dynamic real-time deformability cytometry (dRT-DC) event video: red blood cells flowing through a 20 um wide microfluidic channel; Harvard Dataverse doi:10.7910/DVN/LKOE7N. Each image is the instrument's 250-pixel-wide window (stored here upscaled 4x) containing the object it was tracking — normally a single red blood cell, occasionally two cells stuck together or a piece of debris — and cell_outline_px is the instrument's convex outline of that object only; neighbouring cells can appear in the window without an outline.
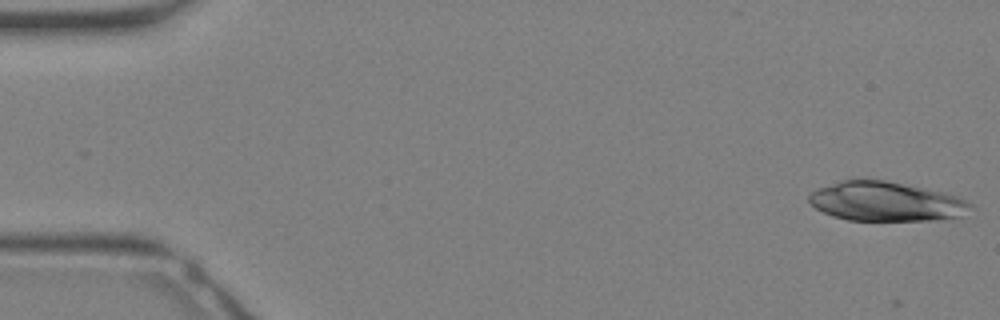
{"species": "Egyptian fruit bat (a non-hibernating species)", "species_latin": "Rousettus aegyptiacus", "temperature_condition": "warm", "stored_images_in_passage": 7, "camera_frame_rate_fps": 3000, "um_per_image_px": 0.085, "animal": {"sex": "female"}, "frame": {"image": 1, "passage_image": 1, "time_ms": 0.0, "image_size_px": [1000, 320], "cell_outline_px": [[972, 204], [960, 216], [940, 220], [848, 220], [832, 216], [816, 208], [808, 200], [808, 196], [816, 188], [840, 180], [884, 180], [924, 188], [956, 196]], "centroid_in_image_um": [75.24, 17.13], "position_along_channel_um": 9.8, "area_um2": 36.53}}